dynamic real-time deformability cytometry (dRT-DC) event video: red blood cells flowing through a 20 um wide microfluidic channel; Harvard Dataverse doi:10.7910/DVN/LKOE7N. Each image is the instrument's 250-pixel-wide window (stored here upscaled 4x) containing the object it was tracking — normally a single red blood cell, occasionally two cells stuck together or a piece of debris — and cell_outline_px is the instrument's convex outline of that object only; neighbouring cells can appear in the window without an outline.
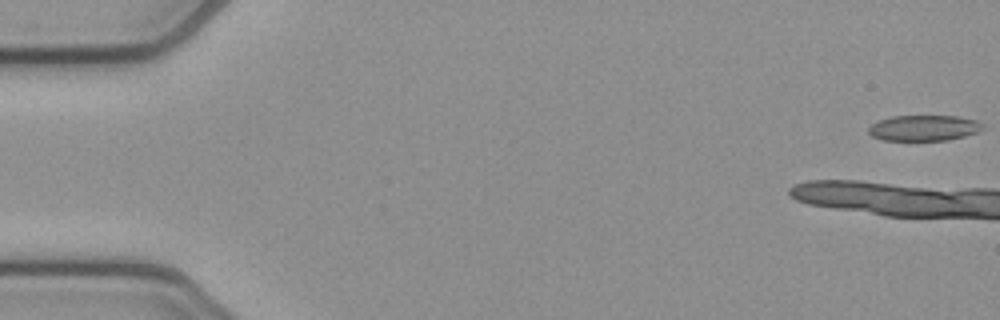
{"species": "common noctule bat (a hibernating species)", "species_latin": "Nyctalus noctula", "temperature_condition": "cold", "stored_images_in_passage": 13, "camera_frame_rate_fps": 3000, "um_per_image_px": 0.085, "animal": {"sex": "female", "body_mass_g": 21.9}, "frame": {"image": 1, "passage_image": 1, "time_ms": 0.0, "image_size_px": [1000, 320], "cell_outline_px": [[984, 128], [976, 132], [964, 136], [944, 140], [884, 140], [872, 136], [868, 132], [868, 128], [872, 124], [880, 120], [892, 116], [956, 116], [976, 120], [984, 124]], "centroid_in_image_um": [78.53, 10.87], "position_along_channel_um": 6.5, "area_um2": 16.94}}